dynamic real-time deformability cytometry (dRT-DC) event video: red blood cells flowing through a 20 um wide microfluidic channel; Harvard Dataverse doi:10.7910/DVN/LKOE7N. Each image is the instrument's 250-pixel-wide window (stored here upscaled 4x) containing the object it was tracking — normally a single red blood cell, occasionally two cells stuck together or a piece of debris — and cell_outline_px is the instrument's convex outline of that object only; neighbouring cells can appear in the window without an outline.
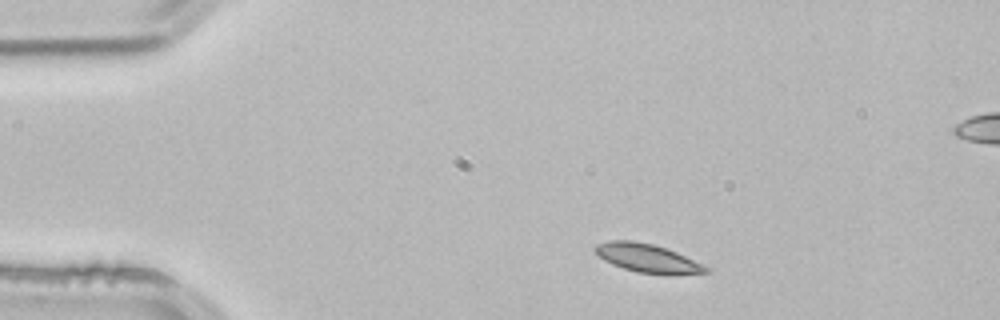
{"species": "common noctule bat (a hibernating species)", "species_latin": "Nyctalus noctula", "temperature_condition": "room temperature", "stored_images_in_passage": 3, "camera_frame_rate_fps": 3000, "um_per_image_px": 0.085, "animal": {"sex": "male", "body_mass_g": 21.5, "forearm_length_mm": 52.0}, "frame": {"image": 1, "passage_image": 1, "time_ms": 0.0, "image_size_px": [1000, 320], "cell_outline_px": [[712, 268], [708, 272], [636, 272], [612, 264], [604, 260], [592, 248], [596, 244], [608, 240], [632, 240], [652, 244], [676, 252]], "centroid_in_image_um": [54.94, 21.89], "position_along_channel_um": 30.1, "area_um2": 17.63}}